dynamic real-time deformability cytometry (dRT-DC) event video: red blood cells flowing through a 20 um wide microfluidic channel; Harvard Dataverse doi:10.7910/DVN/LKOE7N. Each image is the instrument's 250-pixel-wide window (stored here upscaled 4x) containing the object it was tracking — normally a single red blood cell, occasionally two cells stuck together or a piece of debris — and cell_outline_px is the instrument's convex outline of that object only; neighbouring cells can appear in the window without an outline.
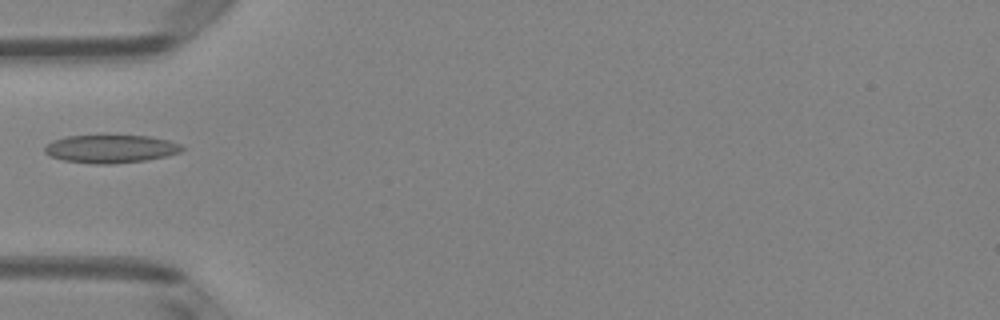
{"species": "Egyptian fruit bat (a non-hibernating species)", "species_latin": "Rousettus aegyptiacus", "temperature_condition": "room temperature", "stored_images_in_passage": 6, "camera_frame_rate_fps": 3000, "um_per_image_px": 0.085, "animal": {"sex": "female"}, "frame": {"image": 1, "passage_image": 5, "time_ms": 1.333, "image_size_px": [1000, 320], "cell_outline_px": [[184, 148], [180, 152], [168, 156], [144, 160], [112, 164], [96, 164], [64, 160], [52, 156], [44, 152], [44, 148], [48, 144], [56, 140], [68, 136], [148, 136], [168, 140], [180, 144]], "centroid_in_image_um": [9.45, 12.66], "position_along_channel_um": 75.5, "area_um2": 22.08}}
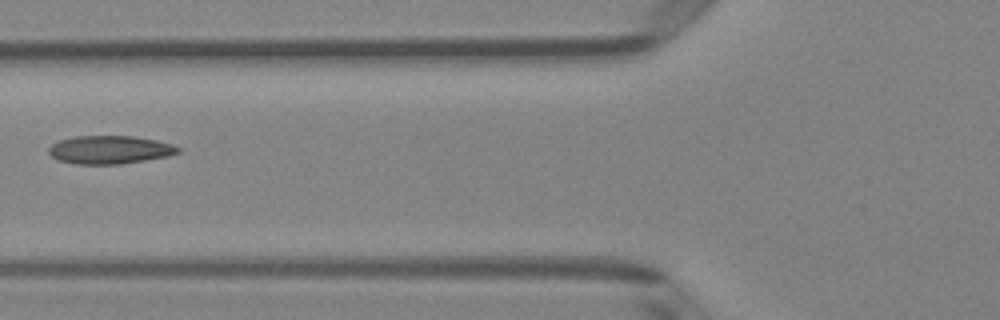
{"frame": {"image": 2, "passage_image": 6, "time_ms": 1.667, "image_size_px": [1000, 320], "cell_outline_px": [[180, 152], [168, 156], [120, 164], [76, 164], [60, 160], [52, 156], [48, 152], [48, 148], [52, 144], [60, 140], [76, 136], [132, 136], [156, 140], [172, 144], [180, 148]], "centroid_in_image_um": [9.34, 12.72], "position_along_channel_um": 116.5, "area_um2": 21.1}}